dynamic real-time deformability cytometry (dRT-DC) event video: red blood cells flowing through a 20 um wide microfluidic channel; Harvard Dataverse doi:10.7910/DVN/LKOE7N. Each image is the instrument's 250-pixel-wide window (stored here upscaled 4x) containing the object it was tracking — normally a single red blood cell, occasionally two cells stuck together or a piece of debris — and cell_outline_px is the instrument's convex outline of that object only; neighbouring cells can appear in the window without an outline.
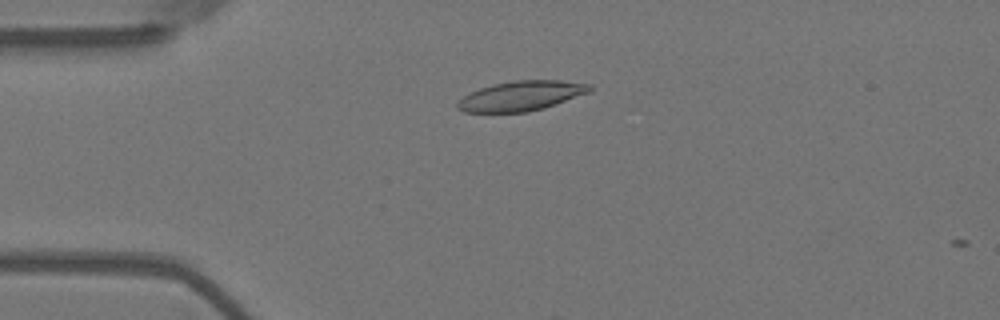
{"species": "Egyptian fruit bat (a non-hibernating species)", "species_latin": "Rousettus aegyptiacus", "temperature_condition": "warm", "stored_images_in_passage": 14, "camera_frame_rate_fps": 3000, "um_per_image_px": 0.085, "animal": {"sex": "female"}, "frame": {"image": 1, "passage_image": 13, "time_ms": 4.0, "image_size_px": [1000, 320], "cell_outline_px": [[592, 92], [544, 108], [528, 112], [464, 112], [456, 108], [456, 104], [464, 96], [480, 88], [492, 84], [516, 80], [560, 80], [592, 84]], "centroid_in_image_um": [44.35, 8.14], "position_along_channel_um": 40.7, "area_um2": 23.06}}